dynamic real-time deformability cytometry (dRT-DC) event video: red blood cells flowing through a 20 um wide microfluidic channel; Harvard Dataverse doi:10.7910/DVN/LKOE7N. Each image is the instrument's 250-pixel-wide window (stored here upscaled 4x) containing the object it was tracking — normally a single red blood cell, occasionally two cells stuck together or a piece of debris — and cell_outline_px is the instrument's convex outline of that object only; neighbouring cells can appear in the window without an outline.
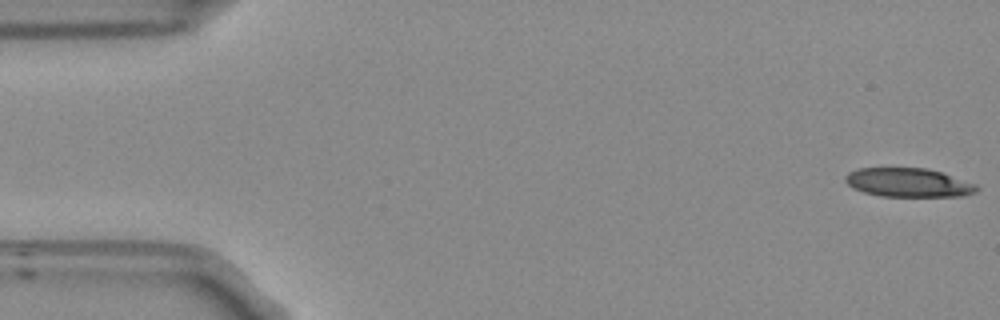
{"species": "Egyptian fruit bat (a non-hibernating species)", "species_latin": "Rousettus aegyptiacus", "temperature_condition": "room temperature", "stored_images_in_passage": 49, "camera_frame_rate_fps": 3000, "um_per_image_px": 0.085, "frame": {"image": 1, "passage_image": 1, "time_ms": 0.0, "image_size_px": [1000, 320], "cell_outline_px": [[980, 188], [976, 192], [964, 196], [880, 196], [864, 192], [852, 188], [844, 180], [844, 176], [848, 172], [860, 168], [924, 168], [940, 172], [976, 184]], "centroid_in_image_um": [77.19, 15.52], "position_along_channel_um": 7.8, "area_um2": 22.02}}
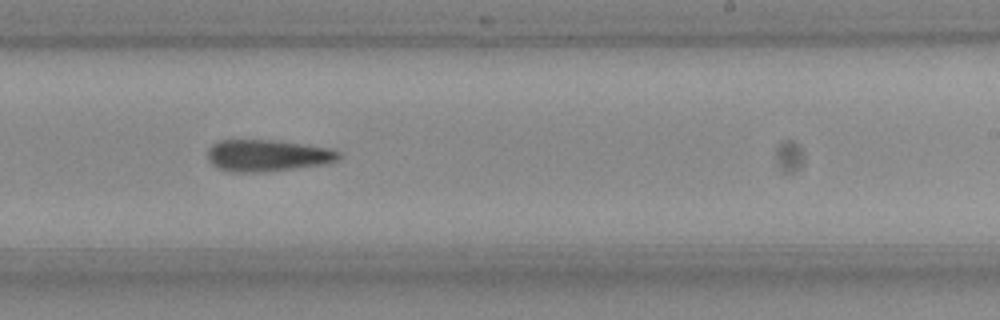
{"frame": {"image": 2, "passage_image": 32, "time_ms": 10.333, "image_size_px": [1000, 320], "cell_outline_px": [[340, 156], [336, 160], [324, 164], [256, 172], [232, 172], [220, 168], [212, 164], [208, 160], [208, 148], [212, 144], [220, 140], [276, 140], [328, 148], [340, 152]], "centroid_in_image_um": [22.68, 13.2], "position_along_channel_um": 266.3, "area_um2": 23.81}}
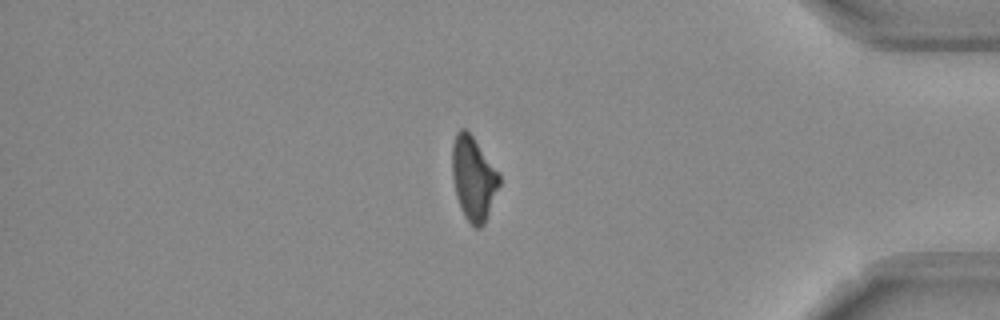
{"frame": {"image": 3, "passage_image": 45, "time_ms": 14.667, "image_size_px": [1000, 320], "cell_outline_px": [[500, 184], [484, 224], [480, 228], [472, 228], [464, 216], [460, 208], [456, 196], [452, 176], [452, 144], [456, 132], [460, 128], [464, 128], [472, 136], [500, 172]], "centroid_in_image_um": [40.24, 15.17], "position_along_channel_um": 395.0, "area_um2": 23.24}, "authors_computed_cell_mechanics": {"area_um2": 23.8136, "velocity_mm_per_s": 3.7501, "shape_relaxation_time_tau1_ms": 10.501, "shape_relaxation_time_tau2_ms": 10.9325, "deformation_change_tau1": 0.2631, "deformation_change_tau2": 0.2845}}